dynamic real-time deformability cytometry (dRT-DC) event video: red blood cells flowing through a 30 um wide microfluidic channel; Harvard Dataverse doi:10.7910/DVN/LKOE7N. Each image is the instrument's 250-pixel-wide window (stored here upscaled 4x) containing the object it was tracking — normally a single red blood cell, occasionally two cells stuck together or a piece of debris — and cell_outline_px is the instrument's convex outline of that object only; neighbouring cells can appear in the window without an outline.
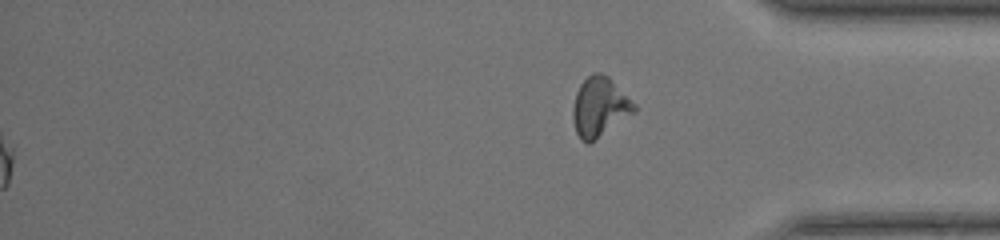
{"species": "common noctule bat (a hibernating species)", "species_latin": "Nyctalus noctula", "temperature_condition": "warm", "stored_images_in_passage": 49, "segment_of_instrument_passage": [2, 2], "camera_frame_rate_fps": 3000, "um_per_image_px": 0.085, "animal": {"sex": "female", "body_mass_g": 17.0, "forearm_length_mm": 48.0}, "frame": {"image": 1, "passage_image": 49, "time_ms": 16.0, "image_size_px": [1000, 240], "cell_outline_px": [[636, 112], [588, 144], [580, 140], [576, 132], [572, 116], [572, 108], [576, 92], [580, 84], [592, 72], [600, 72], [608, 76], [636, 104]], "centroid_in_image_um": [50.96, 9.08], "position_along_channel_um": 384.2, "area_um2": 21.27}}